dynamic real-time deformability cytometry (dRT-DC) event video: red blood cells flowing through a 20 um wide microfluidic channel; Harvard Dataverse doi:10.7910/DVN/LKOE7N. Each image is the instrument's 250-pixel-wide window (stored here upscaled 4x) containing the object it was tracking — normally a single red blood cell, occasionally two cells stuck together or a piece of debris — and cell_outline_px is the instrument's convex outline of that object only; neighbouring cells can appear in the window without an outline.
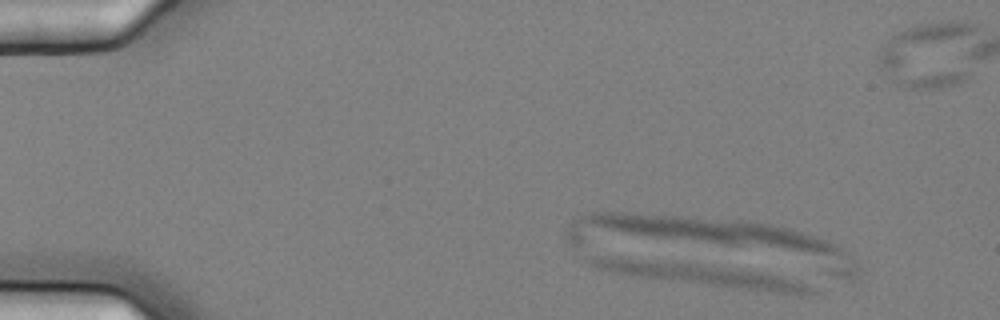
{"species": "common noctule bat (a hibernating species)", "species_latin": "Nyctalus noctula", "temperature_condition": "cold", "stored_images_in_passage": 7, "camera_frame_rate_fps": 3000, "um_per_image_px": 0.085, "animal": {"sex": "female", "body_mass_g": 25.1}, "frame": {"image": 1, "passage_image": 1, "time_ms": 0.0, "image_size_px": [1000, 320], "cell_outline_px": [[820, 292], [800, 296], [628, 276], [596, 268], [588, 260], [596, 256], [696, 264], [732, 268], [764, 272], [796, 280], [816, 288]], "centroid_in_image_um": [59.84, 23.41], "position_along_channel_um": 25.2, "area_um2": 28.44}}
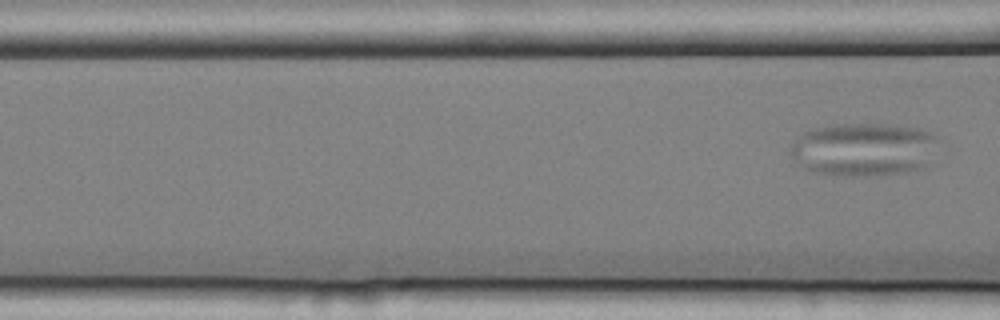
{"frame": {"image": 2, "passage_image": 7, "time_ms": 2.0, "image_size_px": [1000, 320], "cell_outline_px": [[936, 136], [924, 168], [904, 172], [876, 176], [848, 176], [808, 172], [792, 156], [792, 144], [804, 132], [812, 128], [836, 124], [888, 124], [920, 128]], "centroid_in_image_um": [73.35, 12.7], "position_along_channel_um": 93.2, "area_um2": 45.49}}